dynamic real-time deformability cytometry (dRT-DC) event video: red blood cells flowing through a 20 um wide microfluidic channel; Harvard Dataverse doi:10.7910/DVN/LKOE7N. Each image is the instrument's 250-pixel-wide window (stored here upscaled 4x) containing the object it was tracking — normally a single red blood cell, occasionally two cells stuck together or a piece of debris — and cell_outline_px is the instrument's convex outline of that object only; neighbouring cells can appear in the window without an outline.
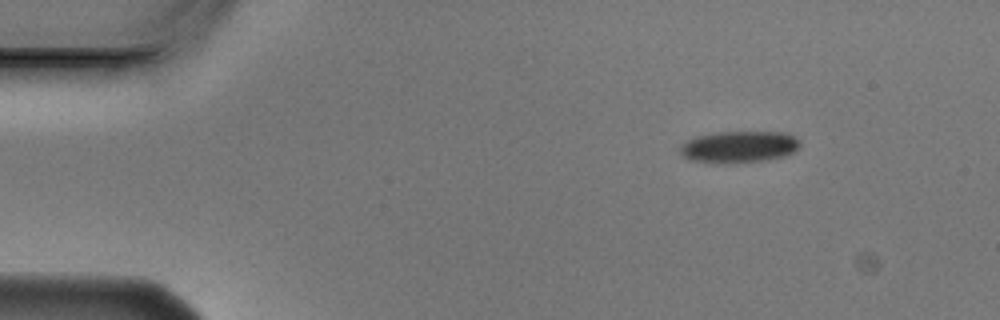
{"species": "Egyptian fruit bat (a non-hibernating species)", "species_latin": "Rousettus aegyptiacus", "temperature_condition": "cold", "stored_images_in_passage": 3, "camera_frame_rate_fps": 3000, "um_per_image_px": 0.085, "animal": {"sex": "male"}, "frame": {"image": 1, "passage_image": 1, "time_ms": 0.0, "image_size_px": [1000, 320], "cell_outline_px": [[800, 148], [784, 156], [768, 160], [688, 160], [680, 152], [680, 148], [688, 140], [700, 136], [716, 132], [788, 132], [796, 136], [800, 140]], "centroid_in_image_um": [62.94, 12.42], "position_along_channel_um": 22.1, "area_um2": 21.15}}